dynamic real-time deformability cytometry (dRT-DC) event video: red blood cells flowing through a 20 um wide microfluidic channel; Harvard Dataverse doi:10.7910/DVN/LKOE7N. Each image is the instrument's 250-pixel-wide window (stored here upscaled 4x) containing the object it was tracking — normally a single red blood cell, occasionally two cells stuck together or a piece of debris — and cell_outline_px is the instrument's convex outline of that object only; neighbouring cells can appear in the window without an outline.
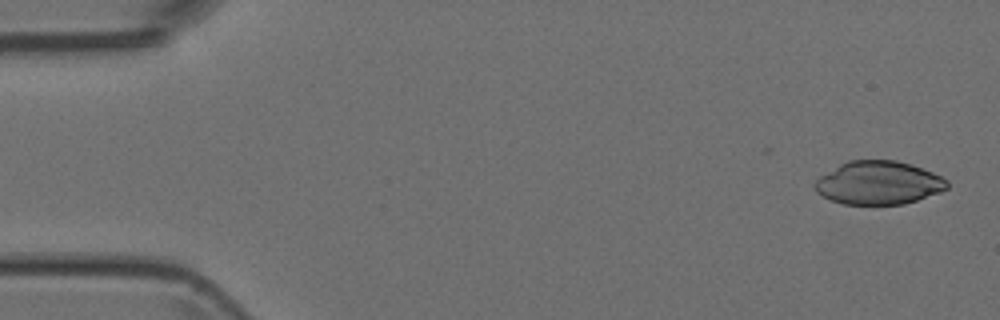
{"species": "Egyptian fruit bat (a non-hibernating species)", "species_latin": "Rousettus aegyptiacus", "temperature_condition": "room temperature", "stored_images_in_passage": 9, "camera_frame_rate_fps": 3000, "um_per_image_px": 0.085, "animal": {"sex": "female"}, "frame": {"image": 1, "passage_image": 2, "time_ms": 0.333, "image_size_px": [1000, 320], "cell_outline_px": [[948, 188], [940, 192], [904, 204], [840, 204], [828, 200], [816, 192], [812, 184], [820, 176], [840, 164], [848, 160], [896, 160], [932, 172], [948, 180]], "centroid_in_image_um": [74.63, 15.55], "position_along_channel_um": 10.4, "area_um2": 33.41}}